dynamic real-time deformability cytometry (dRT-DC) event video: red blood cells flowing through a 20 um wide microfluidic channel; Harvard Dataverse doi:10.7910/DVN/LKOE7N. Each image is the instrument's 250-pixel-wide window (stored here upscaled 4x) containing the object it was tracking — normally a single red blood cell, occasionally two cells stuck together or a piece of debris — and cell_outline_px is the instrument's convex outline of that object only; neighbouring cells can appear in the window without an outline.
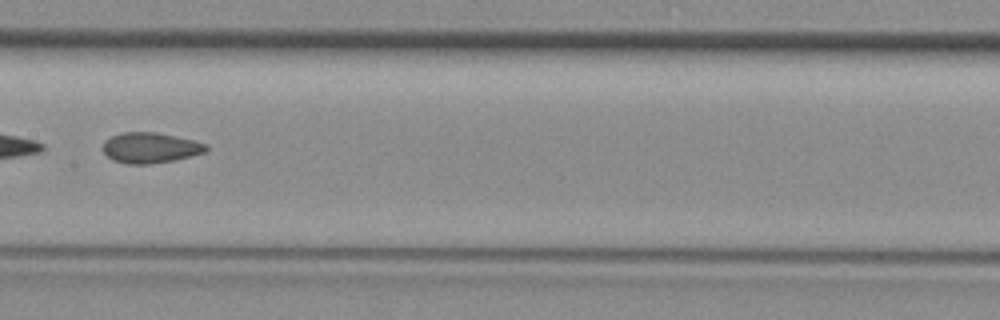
{"species": "common noctule bat (a hibernating species)", "species_latin": "Nyctalus noctula", "temperature_condition": "room temperature", "stored_images_in_passage": 36, "camera_frame_rate_fps": 3000, "um_per_image_px": 0.085, "animal": {"sex": "female", "body_mass_g": 29.2, "forearm_length_mm": 56.3}, "frame": {"image": 1, "passage_image": 16, "time_ms": 5.0, "image_size_px": [1000, 320], "cell_outline_px": [[208, 148], [204, 152], [176, 160], [152, 164], [128, 164], [112, 160], [104, 152], [104, 140], [120, 132], [156, 132], [196, 140], [208, 144]], "centroid_in_image_um": [12.79, 12.56], "position_along_channel_um": 194.6, "area_um2": 18.5}}